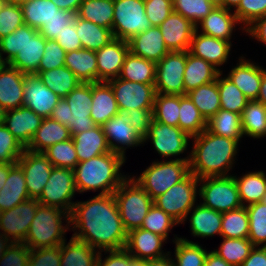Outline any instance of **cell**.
<instances>
[{
    "label": "cell",
    "mask_w": 266,
    "mask_h": 266,
    "mask_svg": "<svg viewBox=\"0 0 266 266\" xmlns=\"http://www.w3.org/2000/svg\"><path fill=\"white\" fill-rule=\"evenodd\" d=\"M114 93L119 110L153 109L156 90L155 84L131 82L121 78L107 81Z\"/></svg>",
    "instance_id": "cell-14"
},
{
    "label": "cell",
    "mask_w": 266,
    "mask_h": 266,
    "mask_svg": "<svg viewBox=\"0 0 266 266\" xmlns=\"http://www.w3.org/2000/svg\"><path fill=\"white\" fill-rule=\"evenodd\" d=\"M59 9L77 13L83 0H51Z\"/></svg>",
    "instance_id": "cell-71"
},
{
    "label": "cell",
    "mask_w": 266,
    "mask_h": 266,
    "mask_svg": "<svg viewBox=\"0 0 266 266\" xmlns=\"http://www.w3.org/2000/svg\"><path fill=\"white\" fill-rule=\"evenodd\" d=\"M125 114L130 119V125L144 138L153 121V109H129Z\"/></svg>",
    "instance_id": "cell-64"
},
{
    "label": "cell",
    "mask_w": 266,
    "mask_h": 266,
    "mask_svg": "<svg viewBox=\"0 0 266 266\" xmlns=\"http://www.w3.org/2000/svg\"><path fill=\"white\" fill-rule=\"evenodd\" d=\"M257 100L266 106V69L263 68L261 86Z\"/></svg>",
    "instance_id": "cell-74"
},
{
    "label": "cell",
    "mask_w": 266,
    "mask_h": 266,
    "mask_svg": "<svg viewBox=\"0 0 266 266\" xmlns=\"http://www.w3.org/2000/svg\"><path fill=\"white\" fill-rule=\"evenodd\" d=\"M206 130L217 136L240 140L243 137L241 115L220 109L207 120Z\"/></svg>",
    "instance_id": "cell-40"
},
{
    "label": "cell",
    "mask_w": 266,
    "mask_h": 266,
    "mask_svg": "<svg viewBox=\"0 0 266 266\" xmlns=\"http://www.w3.org/2000/svg\"><path fill=\"white\" fill-rule=\"evenodd\" d=\"M43 154L54 167L74 170L79 163L72 138L50 146Z\"/></svg>",
    "instance_id": "cell-53"
},
{
    "label": "cell",
    "mask_w": 266,
    "mask_h": 266,
    "mask_svg": "<svg viewBox=\"0 0 266 266\" xmlns=\"http://www.w3.org/2000/svg\"><path fill=\"white\" fill-rule=\"evenodd\" d=\"M220 248L213 250L232 266H241L255 247L248 238H225Z\"/></svg>",
    "instance_id": "cell-50"
},
{
    "label": "cell",
    "mask_w": 266,
    "mask_h": 266,
    "mask_svg": "<svg viewBox=\"0 0 266 266\" xmlns=\"http://www.w3.org/2000/svg\"><path fill=\"white\" fill-rule=\"evenodd\" d=\"M145 14L152 26H159L173 11L172 0H144Z\"/></svg>",
    "instance_id": "cell-63"
},
{
    "label": "cell",
    "mask_w": 266,
    "mask_h": 266,
    "mask_svg": "<svg viewBox=\"0 0 266 266\" xmlns=\"http://www.w3.org/2000/svg\"><path fill=\"white\" fill-rule=\"evenodd\" d=\"M168 254L162 258L152 259V260H142L134 258L130 254V266H174L173 259Z\"/></svg>",
    "instance_id": "cell-70"
},
{
    "label": "cell",
    "mask_w": 266,
    "mask_h": 266,
    "mask_svg": "<svg viewBox=\"0 0 266 266\" xmlns=\"http://www.w3.org/2000/svg\"><path fill=\"white\" fill-rule=\"evenodd\" d=\"M5 63L1 60L0 58V69L2 68V66L4 65Z\"/></svg>",
    "instance_id": "cell-79"
},
{
    "label": "cell",
    "mask_w": 266,
    "mask_h": 266,
    "mask_svg": "<svg viewBox=\"0 0 266 266\" xmlns=\"http://www.w3.org/2000/svg\"><path fill=\"white\" fill-rule=\"evenodd\" d=\"M180 95L156 93L153 105V120L169 126L178 127Z\"/></svg>",
    "instance_id": "cell-49"
},
{
    "label": "cell",
    "mask_w": 266,
    "mask_h": 266,
    "mask_svg": "<svg viewBox=\"0 0 266 266\" xmlns=\"http://www.w3.org/2000/svg\"><path fill=\"white\" fill-rule=\"evenodd\" d=\"M61 245L30 249L27 266H61Z\"/></svg>",
    "instance_id": "cell-62"
},
{
    "label": "cell",
    "mask_w": 266,
    "mask_h": 266,
    "mask_svg": "<svg viewBox=\"0 0 266 266\" xmlns=\"http://www.w3.org/2000/svg\"><path fill=\"white\" fill-rule=\"evenodd\" d=\"M223 7H214L196 26L201 33L224 41H230L235 25L240 24L234 12ZM200 25V27H199Z\"/></svg>",
    "instance_id": "cell-29"
},
{
    "label": "cell",
    "mask_w": 266,
    "mask_h": 266,
    "mask_svg": "<svg viewBox=\"0 0 266 266\" xmlns=\"http://www.w3.org/2000/svg\"><path fill=\"white\" fill-rule=\"evenodd\" d=\"M192 137L179 127L152 121L144 142L151 140L154 149L162 157H175L186 151Z\"/></svg>",
    "instance_id": "cell-15"
},
{
    "label": "cell",
    "mask_w": 266,
    "mask_h": 266,
    "mask_svg": "<svg viewBox=\"0 0 266 266\" xmlns=\"http://www.w3.org/2000/svg\"><path fill=\"white\" fill-rule=\"evenodd\" d=\"M31 199L27 192L22 168L16 163L9 171L8 178L0 190V212Z\"/></svg>",
    "instance_id": "cell-31"
},
{
    "label": "cell",
    "mask_w": 266,
    "mask_h": 266,
    "mask_svg": "<svg viewBox=\"0 0 266 266\" xmlns=\"http://www.w3.org/2000/svg\"><path fill=\"white\" fill-rule=\"evenodd\" d=\"M194 207L189 217L191 234L198 238L212 237L215 234L221 236L222 213L201 203Z\"/></svg>",
    "instance_id": "cell-34"
},
{
    "label": "cell",
    "mask_w": 266,
    "mask_h": 266,
    "mask_svg": "<svg viewBox=\"0 0 266 266\" xmlns=\"http://www.w3.org/2000/svg\"><path fill=\"white\" fill-rule=\"evenodd\" d=\"M261 202H263V203H265L266 204V194L264 195V197H263V199H262V201Z\"/></svg>",
    "instance_id": "cell-80"
},
{
    "label": "cell",
    "mask_w": 266,
    "mask_h": 266,
    "mask_svg": "<svg viewBox=\"0 0 266 266\" xmlns=\"http://www.w3.org/2000/svg\"><path fill=\"white\" fill-rule=\"evenodd\" d=\"M178 224L175 219L153 204L144 218L141 228L167 240L169 231L171 232V229Z\"/></svg>",
    "instance_id": "cell-54"
},
{
    "label": "cell",
    "mask_w": 266,
    "mask_h": 266,
    "mask_svg": "<svg viewBox=\"0 0 266 266\" xmlns=\"http://www.w3.org/2000/svg\"><path fill=\"white\" fill-rule=\"evenodd\" d=\"M186 66V51L168 52L156 63V93L185 95L183 82Z\"/></svg>",
    "instance_id": "cell-13"
},
{
    "label": "cell",
    "mask_w": 266,
    "mask_h": 266,
    "mask_svg": "<svg viewBox=\"0 0 266 266\" xmlns=\"http://www.w3.org/2000/svg\"><path fill=\"white\" fill-rule=\"evenodd\" d=\"M249 217L248 239L255 247H266V204L253 203L246 206Z\"/></svg>",
    "instance_id": "cell-52"
},
{
    "label": "cell",
    "mask_w": 266,
    "mask_h": 266,
    "mask_svg": "<svg viewBox=\"0 0 266 266\" xmlns=\"http://www.w3.org/2000/svg\"><path fill=\"white\" fill-rule=\"evenodd\" d=\"M55 40L66 53L82 49V44L77 36L74 21L70 25L66 26V29L63 30L62 33L55 38Z\"/></svg>",
    "instance_id": "cell-66"
},
{
    "label": "cell",
    "mask_w": 266,
    "mask_h": 266,
    "mask_svg": "<svg viewBox=\"0 0 266 266\" xmlns=\"http://www.w3.org/2000/svg\"><path fill=\"white\" fill-rule=\"evenodd\" d=\"M120 112L110 84L106 81L92 83L90 117L96 125L103 126Z\"/></svg>",
    "instance_id": "cell-28"
},
{
    "label": "cell",
    "mask_w": 266,
    "mask_h": 266,
    "mask_svg": "<svg viewBox=\"0 0 266 266\" xmlns=\"http://www.w3.org/2000/svg\"><path fill=\"white\" fill-rule=\"evenodd\" d=\"M231 46L232 43L230 41H224L199 33L198 29H196L191 40L189 52L196 57L206 60L220 72H223L219 67L225 62L227 63L231 54Z\"/></svg>",
    "instance_id": "cell-23"
},
{
    "label": "cell",
    "mask_w": 266,
    "mask_h": 266,
    "mask_svg": "<svg viewBox=\"0 0 266 266\" xmlns=\"http://www.w3.org/2000/svg\"><path fill=\"white\" fill-rule=\"evenodd\" d=\"M63 220L67 224H63ZM69 227L70 214L68 212L39 203L23 243L30 249L60 246L67 240L64 235L70 229Z\"/></svg>",
    "instance_id": "cell-5"
},
{
    "label": "cell",
    "mask_w": 266,
    "mask_h": 266,
    "mask_svg": "<svg viewBox=\"0 0 266 266\" xmlns=\"http://www.w3.org/2000/svg\"><path fill=\"white\" fill-rule=\"evenodd\" d=\"M119 78L144 84H155L156 62L146 60L140 56L128 52Z\"/></svg>",
    "instance_id": "cell-38"
},
{
    "label": "cell",
    "mask_w": 266,
    "mask_h": 266,
    "mask_svg": "<svg viewBox=\"0 0 266 266\" xmlns=\"http://www.w3.org/2000/svg\"><path fill=\"white\" fill-rule=\"evenodd\" d=\"M46 39L29 25L18 27L0 39V58L25 74H34L43 57ZM3 54H7L3 58Z\"/></svg>",
    "instance_id": "cell-4"
},
{
    "label": "cell",
    "mask_w": 266,
    "mask_h": 266,
    "mask_svg": "<svg viewBox=\"0 0 266 266\" xmlns=\"http://www.w3.org/2000/svg\"><path fill=\"white\" fill-rule=\"evenodd\" d=\"M77 36L82 48L97 51L114 39L111 29L98 26L97 24L84 20L77 15L74 18Z\"/></svg>",
    "instance_id": "cell-37"
},
{
    "label": "cell",
    "mask_w": 266,
    "mask_h": 266,
    "mask_svg": "<svg viewBox=\"0 0 266 266\" xmlns=\"http://www.w3.org/2000/svg\"><path fill=\"white\" fill-rule=\"evenodd\" d=\"M220 72L217 77V84L220 93V107L223 110L242 113L247 106L249 99L240 91V89L227 76L222 77Z\"/></svg>",
    "instance_id": "cell-47"
},
{
    "label": "cell",
    "mask_w": 266,
    "mask_h": 266,
    "mask_svg": "<svg viewBox=\"0 0 266 266\" xmlns=\"http://www.w3.org/2000/svg\"><path fill=\"white\" fill-rule=\"evenodd\" d=\"M23 92L24 106L42 118H50L54 107L61 99L35 74L25 75Z\"/></svg>",
    "instance_id": "cell-19"
},
{
    "label": "cell",
    "mask_w": 266,
    "mask_h": 266,
    "mask_svg": "<svg viewBox=\"0 0 266 266\" xmlns=\"http://www.w3.org/2000/svg\"><path fill=\"white\" fill-rule=\"evenodd\" d=\"M102 128L111 151L122 155L124 158L126 157V148L137 147L144 143L143 138L130 125V119L125 112L120 111Z\"/></svg>",
    "instance_id": "cell-17"
},
{
    "label": "cell",
    "mask_w": 266,
    "mask_h": 266,
    "mask_svg": "<svg viewBox=\"0 0 266 266\" xmlns=\"http://www.w3.org/2000/svg\"><path fill=\"white\" fill-rule=\"evenodd\" d=\"M239 60V63L231 69L227 77L232 80L249 100H257L263 67L255 62L246 60L243 56H240Z\"/></svg>",
    "instance_id": "cell-27"
},
{
    "label": "cell",
    "mask_w": 266,
    "mask_h": 266,
    "mask_svg": "<svg viewBox=\"0 0 266 266\" xmlns=\"http://www.w3.org/2000/svg\"><path fill=\"white\" fill-rule=\"evenodd\" d=\"M71 110L69 130L72 134L88 131L96 126L90 117L92 105V83L81 82L66 97Z\"/></svg>",
    "instance_id": "cell-18"
},
{
    "label": "cell",
    "mask_w": 266,
    "mask_h": 266,
    "mask_svg": "<svg viewBox=\"0 0 266 266\" xmlns=\"http://www.w3.org/2000/svg\"><path fill=\"white\" fill-rule=\"evenodd\" d=\"M215 7H223V0H210Z\"/></svg>",
    "instance_id": "cell-78"
},
{
    "label": "cell",
    "mask_w": 266,
    "mask_h": 266,
    "mask_svg": "<svg viewBox=\"0 0 266 266\" xmlns=\"http://www.w3.org/2000/svg\"><path fill=\"white\" fill-rule=\"evenodd\" d=\"M114 0H83L76 15L112 30Z\"/></svg>",
    "instance_id": "cell-43"
},
{
    "label": "cell",
    "mask_w": 266,
    "mask_h": 266,
    "mask_svg": "<svg viewBox=\"0 0 266 266\" xmlns=\"http://www.w3.org/2000/svg\"><path fill=\"white\" fill-rule=\"evenodd\" d=\"M234 10L237 19L244 25L240 28L246 31L257 18L266 15V0H241Z\"/></svg>",
    "instance_id": "cell-58"
},
{
    "label": "cell",
    "mask_w": 266,
    "mask_h": 266,
    "mask_svg": "<svg viewBox=\"0 0 266 266\" xmlns=\"http://www.w3.org/2000/svg\"><path fill=\"white\" fill-rule=\"evenodd\" d=\"M30 0H3L6 4H13V5H23L24 3H27Z\"/></svg>",
    "instance_id": "cell-76"
},
{
    "label": "cell",
    "mask_w": 266,
    "mask_h": 266,
    "mask_svg": "<svg viewBox=\"0 0 266 266\" xmlns=\"http://www.w3.org/2000/svg\"><path fill=\"white\" fill-rule=\"evenodd\" d=\"M246 34L266 45V15L257 18L246 28Z\"/></svg>",
    "instance_id": "cell-68"
},
{
    "label": "cell",
    "mask_w": 266,
    "mask_h": 266,
    "mask_svg": "<svg viewBox=\"0 0 266 266\" xmlns=\"http://www.w3.org/2000/svg\"><path fill=\"white\" fill-rule=\"evenodd\" d=\"M75 16V13L60 9L57 11V15L40 27L38 32L42 34L46 40H55V38L66 29V26L74 21Z\"/></svg>",
    "instance_id": "cell-61"
},
{
    "label": "cell",
    "mask_w": 266,
    "mask_h": 266,
    "mask_svg": "<svg viewBox=\"0 0 266 266\" xmlns=\"http://www.w3.org/2000/svg\"><path fill=\"white\" fill-rule=\"evenodd\" d=\"M16 163H0V190L3 188L5 181L8 178V173L10 169L15 165Z\"/></svg>",
    "instance_id": "cell-73"
},
{
    "label": "cell",
    "mask_w": 266,
    "mask_h": 266,
    "mask_svg": "<svg viewBox=\"0 0 266 266\" xmlns=\"http://www.w3.org/2000/svg\"><path fill=\"white\" fill-rule=\"evenodd\" d=\"M25 75L9 64H4L0 69V106L5 110L24 106Z\"/></svg>",
    "instance_id": "cell-24"
},
{
    "label": "cell",
    "mask_w": 266,
    "mask_h": 266,
    "mask_svg": "<svg viewBox=\"0 0 266 266\" xmlns=\"http://www.w3.org/2000/svg\"><path fill=\"white\" fill-rule=\"evenodd\" d=\"M25 149L5 125L0 126V163H17Z\"/></svg>",
    "instance_id": "cell-57"
},
{
    "label": "cell",
    "mask_w": 266,
    "mask_h": 266,
    "mask_svg": "<svg viewBox=\"0 0 266 266\" xmlns=\"http://www.w3.org/2000/svg\"><path fill=\"white\" fill-rule=\"evenodd\" d=\"M233 177L238 187L242 206L245 207L262 201L266 194V174L264 171L248 172L241 177Z\"/></svg>",
    "instance_id": "cell-39"
},
{
    "label": "cell",
    "mask_w": 266,
    "mask_h": 266,
    "mask_svg": "<svg viewBox=\"0 0 266 266\" xmlns=\"http://www.w3.org/2000/svg\"><path fill=\"white\" fill-rule=\"evenodd\" d=\"M207 120L187 95H180L178 127L191 137L206 129Z\"/></svg>",
    "instance_id": "cell-48"
},
{
    "label": "cell",
    "mask_w": 266,
    "mask_h": 266,
    "mask_svg": "<svg viewBox=\"0 0 266 266\" xmlns=\"http://www.w3.org/2000/svg\"><path fill=\"white\" fill-rule=\"evenodd\" d=\"M249 217L246 206L223 212L221 224V237L248 238Z\"/></svg>",
    "instance_id": "cell-51"
},
{
    "label": "cell",
    "mask_w": 266,
    "mask_h": 266,
    "mask_svg": "<svg viewBox=\"0 0 266 266\" xmlns=\"http://www.w3.org/2000/svg\"><path fill=\"white\" fill-rule=\"evenodd\" d=\"M167 49L171 51H189L196 26L181 14L172 11L159 26Z\"/></svg>",
    "instance_id": "cell-21"
},
{
    "label": "cell",
    "mask_w": 266,
    "mask_h": 266,
    "mask_svg": "<svg viewBox=\"0 0 266 266\" xmlns=\"http://www.w3.org/2000/svg\"><path fill=\"white\" fill-rule=\"evenodd\" d=\"M72 235L96 250H119L126 246L127 234L114 194L96 195L75 202L70 214ZM78 230V232H77Z\"/></svg>",
    "instance_id": "cell-1"
},
{
    "label": "cell",
    "mask_w": 266,
    "mask_h": 266,
    "mask_svg": "<svg viewBox=\"0 0 266 266\" xmlns=\"http://www.w3.org/2000/svg\"><path fill=\"white\" fill-rule=\"evenodd\" d=\"M241 0H223V8L232 10L231 8H237Z\"/></svg>",
    "instance_id": "cell-75"
},
{
    "label": "cell",
    "mask_w": 266,
    "mask_h": 266,
    "mask_svg": "<svg viewBox=\"0 0 266 266\" xmlns=\"http://www.w3.org/2000/svg\"><path fill=\"white\" fill-rule=\"evenodd\" d=\"M24 24L21 6L4 3L0 11V39Z\"/></svg>",
    "instance_id": "cell-59"
},
{
    "label": "cell",
    "mask_w": 266,
    "mask_h": 266,
    "mask_svg": "<svg viewBox=\"0 0 266 266\" xmlns=\"http://www.w3.org/2000/svg\"><path fill=\"white\" fill-rule=\"evenodd\" d=\"M117 201L120 217L127 232L141 228L144 218L153 205L150 195L128 176L113 193Z\"/></svg>",
    "instance_id": "cell-7"
},
{
    "label": "cell",
    "mask_w": 266,
    "mask_h": 266,
    "mask_svg": "<svg viewBox=\"0 0 266 266\" xmlns=\"http://www.w3.org/2000/svg\"><path fill=\"white\" fill-rule=\"evenodd\" d=\"M64 66L83 83L97 82L96 53L84 48L66 53Z\"/></svg>",
    "instance_id": "cell-36"
},
{
    "label": "cell",
    "mask_w": 266,
    "mask_h": 266,
    "mask_svg": "<svg viewBox=\"0 0 266 266\" xmlns=\"http://www.w3.org/2000/svg\"><path fill=\"white\" fill-rule=\"evenodd\" d=\"M199 183V196L203 200V206L221 213L242 207L233 174L202 178Z\"/></svg>",
    "instance_id": "cell-9"
},
{
    "label": "cell",
    "mask_w": 266,
    "mask_h": 266,
    "mask_svg": "<svg viewBox=\"0 0 266 266\" xmlns=\"http://www.w3.org/2000/svg\"><path fill=\"white\" fill-rule=\"evenodd\" d=\"M186 95L191 99L206 120L221 109L217 79L189 91Z\"/></svg>",
    "instance_id": "cell-44"
},
{
    "label": "cell",
    "mask_w": 266,
    "mask_h": 266,
    "mask_svg": "<svg viewBox=\"0 0 266 266\" xmlns=\"http://www.w3.org/2000/svg\"><path fill=\"white\" fill-rule=\"evenodd\" d=\"M77 192L74 170L53 167L43 192L37 199L42 205L60 208L71 214Z\"/></svg>",
    "instance_id": "cell-11"
},
{
    "label": "cell",
    "mask_w": 266,
    "mask_h": 266,
    "mask_svg": "<svg viewBox=\"0 0 266 266\" xmlns=\"http://www.w3.org/2000/svg\"><path fill=\"white\" fill-rule=\"evenodd\" d=\"M38 204L37 199H29L12 209L0 212V243L24 242Z\"/></svg>",
    "instance_id": "cell-12"
},
{
    "label": "cell",
    "mask_w": 266,
    "mask_h": 266,
    "mask_svg": "<svg viewBox=\"0 0 266 266\" xmlns=\"http://www.w3.org/2000/svg\"><path fill=\"white\" fill-rule=\"evenodd\" d=\"M191 139L194 144L189 159L190 173L198 179L229 176L240 140L217 136L206 129Z\"/></svg>",
    "instance_id": "cell-2"
},
{
    "label": "cell",
    "mask_w": 266,
    "mask_h": 266,
    "mask_svg": "<svg viewBox=\"0 0 266 266\" xmlns=\"http://www.w3.org/2000/svg\"><path fill=\"white\" fill-rule=\"evenodd\" d=\"M99 251L73 236L61 244V266H97Z\"/></svg>",
    "instance_id": "cell-35"
},
{
    "label": "cell",
    "mask_w": 266,
    "mask_h": 266,
    "mask_svg": "<svg viewBox=\"0 0 266 266\" xmlns=\"http://www.w3.org/2000/svg\"><path fill=\"white\" fill-rule=\"evenodd\" d=\"M243 136L266 137V106L258 100H249L241 113Z\"/></svg>",
    "instance_id": "cell-41"
},
{
    "label": "cell",
    "mask_w": 266,
    "mask_h": 266,
    "mask_svg": "<svg viewBox=\"0 0 266 266\" xmlns=\"http://www.w3.org/2000/svg\"><path fill=\"white\" fill-rule=\"evenodd\" d=\"M151 27L145 14L144 0H114L112 24L114 38L129 41Z\"/></svg>",
    "instance_id": "cell-10"
},
{
    "label": "cell",
    "mask_w": 266,
    "mask_h": 266,
    "mask_svg": "<svg viewBox=\"0 0 266 266\" xmlns=\"http://www.w3.org/2000/svg\"><path fill=\"white\" fill-rule=\"evenodd\" d=\"M219 73L220 71L212 64L186 51V66L183 77L185 95L203 84L215 81Z\"/></svg>",
    "instance_id": "cell-33"
},
{
    "label": "cell",
    "mask_w": 266,
    "mask_h": 266,
    "mask_svg": "<svg viewBox=\"0 0 266 266\" xmlns=\"http://www.w3.org/2000/svg\"><path fill=\"white\" fill-rule=\"evenodd\" d=\"M17 164L24 172L29 197L38 199L54 166L43 153H36L27 149L19 157Z\"/></svg>",
    "instance_id": "cell-16"
},
{
    "label": "cell",
    "mask_w": 266,
    "mask_h": 266,
    "mask_svg": "<svg viewBox=\"0 0 266 266\" xmlns=\"http://www.w3.org/2000/svg\"><path fill=\"white\" fill-rule=\"evenodd\" d=\"M50 118L60 124L70 127L71 110L65 98H61L53 109Z\"/></svg>",
    "instance_id": "cell-67"
},
{
    "label": "cell",
    "mask_w": 266,
    "mask_h": 266,
    "mask_svg": "<svg viewBox=\"0 0 266 266\" xmlns=\"http://www.w3.org/2000/svg\"><path fill=\"white\" fill-rule=\"evenodd\" d=\"M65 55V50L56 40H46L43 57L38 66V70L34 74L37 75L41 71H47L64 66Z\"/></svg>",
    "instance_id": "cell-60"
},
{
    "label": "cell",
    "mask_w": 266,
    "mask_h": 266,
    "mask_svg": "<svg viewBox=\"0 0 266 266\" xmlns=\"http://www.w3.org/2000/svg\"><path fill=\"white\" fill-rule=\"evenodd\" d=\"M129 52L128 41L114 38L100 50L95 51L97 82L118 78Z\"/></svg>",
    "instance_id": "cell-20"
},
{
    "label": "cell",
    "mask_w": 266,
    "mask_h": 266,
    "mask_svg": "<svg viewBox=\"0 0 266 266\" xmlns=\"http://www.w3.org/2000/svg\"><path fill=\"white\" fill-rule=\"evenodd\" d=\"M24 23L37 30L60 9L51 0H30L21 5Z\"/></svg>",
    "instance_id": "cell-45"
},
{
    "label": "cell",
    "mask_w": 266,
    "mask_h": 266,
    "mask_svg": "<svg viewBox=\"0 0 266 266\" xmlns=\"http://www.w3.org/2000/svg\"><path fill=\"white\" fill-rule=\"evenodd\" d=\"M6 113L7 110L0 106V126L5 125Z\"/></svg>",
    "instance_id": "cell-77"
},
{
    "label": "cell",
    "mask_w": 266,
    "mask_h": 266,
    "mask_svg": "<svg viewBox=\"0 0 266 266\" xmlns=\"http://www.w3.org/2000/svg\"><path fill=\"white\" fill-rule=\"evenodd\" d=\"M42 83L60 98H65L81 81L66 66L41 71L38 74Z\"/></svg>",
    "instance_id": "cell-42"
},
{
    "label": "cell",
    "mask_w": 266,
    "mask_h": 266,
    "mask_svg": "<svg viewBox=\"0 0 266 266\" xmlns=\"http://www.w3.org/2000/svg\"><path fill=\"white\" fill-rule=\"evenodd\" d=\"M125 161L122 155L111 151L79 162L74 168L77 193L100 189L99 195L113 194L128 177L120 172Z\"/></svg>",
    "instance_id": "cell-3"
},
{
    "label": "cell",
    "mask_w": 266,
    "mask_h": 266,
    "mask_svg": "<svg viewBox=\"0 0 266 266\" xmlns=\"http://www.w3.org/2000/svg\"><path fill=\"white\" fill-rule=\"evenodd\" d=\"M129 51L146 60L159 62L170 52L164 42L160 28L152 26L128 41Z\"/></svg>",
    "instance_id": "cell-26"
},
{
    "label": "cell",
    "mask_w": 266,
    "mask_h": 266,
    "mask_svg": "<svg viewBox=\"0 0 266 266\" xmlns=\"http://www.w3.org/2000/svg\"><path fill=\"white\" fill-rule=\"evenodd\" d=\"M174 237V266H204L208 252L201 245L177 235Z\"/></svg>",
    "instance_id": "cell-46"
},
{
    "label": "cell",
    "mask_w": 266,
    "mask_h": 266,
    "mask_svg": "<svg viewBox=\"0 0 266 266\" xmlns=\"http://www.w3.org/2000/svg\"><path fill=\"white\" fill-rule=\"evenodd\" d=\"M78 162L111 152L102 126L96 125L88 131L72 134Z\"/></svg>",
    "instance_id": "cell-30"
},
{
    "label": "cell",
    "mask_w": 266,
    "mask_h": 266,
    "mask_svg": "<svg viewBox=\"0 0 266 266\" xmlns=\"http://www.w3.org/2000/svg\"><path fill=\"white\" fill-rule=\"evenodd\" d=\"M199 179L190 173L185 179L156 197L153 204L170 215L179 224L187 221L199 194Z\"/></svg>",
    "instance_id": "cell-8"
},
{
    "label": "cell",
    "mask_w": 266,
    "mask_h": 266,
    "mask_svg": "<svg viewBox=\"0 0 266 266\" xmlns=\"http://www.w3.org/2000/svg\"><path fill=\"white\" fill-rule=\"evenodd\" d=\"M71 138V132L66 125L60 124L51 118H43L40 127L26 149L36 153H43L50 146Z\"/></svg>",
    "instance_id": "cell-32"
},
{
    "label": "cell",
    "mask_w": 266,
    "mask_h": 266,
    "mask_svg": "<svg viewBox=\"0 0 266 266\" xmlns=\"http://www.w3.org/2000/svg\"><path fill=\"white\" fill-rule=\"evenodd\" d=\"M43 118L26 106L8 110L5 118V126L26 148L32 141Z\"/></svg>",
    "instance_id": "cell-25"
},
{
    "label": "cell",
    "mask_w": 266,
    "mask_h": 266,
    "mask_svg": "<svg viewBox=\"0 0 266 266\" xmlns=\"http://www.w3.org/2000/svg\"><path fill=\"white\" fill-rule=\"evenodd\" d=\"M166 239L158 234L136 228L128 232L125 249L134 258L152 260L162 258L171 252H163L162 246Z\"/></svg>",
    "instance_id": "cell-22"
},
{
    "label": "cell",
    "mask_w": 266,
    "mask_h": 266,
    "mask_svg": "<svg viewBox=\"0 0 266 266\" xmlns=\"http://www.w3.org/2000/svg\"><path fill=\"white\" fill-rule=\"evenodd\" d=\"M29 255L24 243H0V266H27Z\"/></svg>",
    "instance_id": "cell-56"
},
{
    "label": "cell",
    "mask_w": 266,
    "mask_h": 266,
    "mask_svg": "<svg viewBox=\"0 0 266 266\" xmlns=\"http://www.w3.org/2000/svg\"><path fill=\"white\" fill-rule=\"evenodd\" d=\"M173 11L189 19L195 26L215 7L210 0H172Z\"/></svg>",
    "instance_id": "cell-55"
},
{
    "label": "cell",
    "mask_w": 266,
    "mask_h": 266,
    "mask_svg": "<svg viewBox=\"0 0 266 266\" xmlns=\"http://www.w3.org/2000/svg\"><path fill=\"white\" fill-rule=\"evenodd\" d=\"M241 266H266V247H254Z\"/></svg>",
    "instance_id": "cell-69"
},
{
    "label": "cell",
    "mask_w": 266,
    "mask_h": 266,
    "mask_svg": "<svg viewBox=\"0 0 266 266\" xmlns=\"http://www.w3.org/2000/svg\"><path fill=\"white\" fill-rule=\"evenodd\" d=\"M102 252L104 254L109 253V255L104 260L102 259ZM97 266H130V254L123 248L119 250H105L99 251L97 257Z\"/></svg>",
    "instance_id": "cell-65"
},
{
    "label": "cell",
    "mask_w": 266,
    "mask_h": 266,
    "mask_svg": "<svg viewBox=\"0 0 266 266\" xmlns=\"http://www.w3.org/2000/svg\"><path fill=\"white\" fill-rule=\"evenodd\" d=\"M190 153L185 158L154 161L134 180L154 200L190 174Z\"/></svg>",
    "instance_id": "cell-6"
},
{
    "label": "cell",
    "mask_w": 266,
    "mask_h": 266,
    "mask_svg": "<svg viewBox=\"0 0 266 266\" xmlns=\"http://www.w3.org/2000/svg\"><path fill=\"white\" fill-rule=\"evenodd\" d=\"M204 266H232L214 251H208Z\"/></svg>",
    "instance_id": "cell-72"
}]
</instances>
